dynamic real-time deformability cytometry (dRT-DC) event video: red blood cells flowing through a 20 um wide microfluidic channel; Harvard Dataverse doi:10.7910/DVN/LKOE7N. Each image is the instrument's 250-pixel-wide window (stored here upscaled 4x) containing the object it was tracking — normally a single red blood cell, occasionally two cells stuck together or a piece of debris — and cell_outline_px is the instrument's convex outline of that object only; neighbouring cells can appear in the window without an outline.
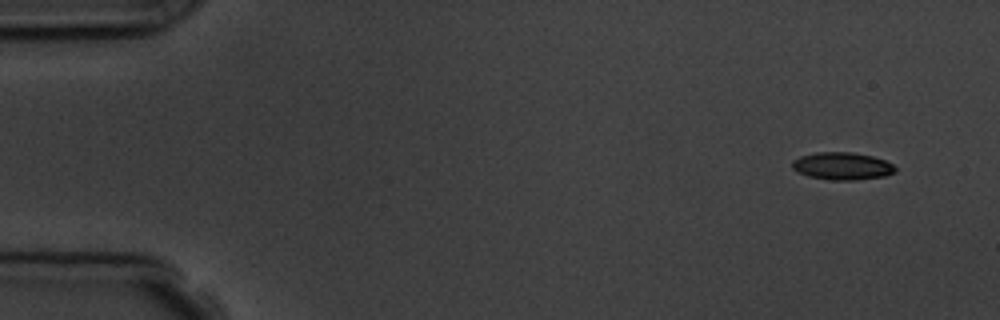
{"species": "common noctule bat (a hibernating species)", "species_latin": "Nyctalus noctula", "temperature_condition": "room temperature", "stored_images_in_passage": 9, "camera_frame_rate_fps": 3000, "um_per_image_px": 0.085, "animal": {"sex": "male", "body_mass_g": 19.5, "forearm_length_mm": 54.6}, "frame": {"image": 1, "passage_image": 1, "time_ms": 0.0, "image_size_px": [1000, 320], "cell_outline_px": [[896, 172], [884, 176], [856, 180], [828, 180], [808, 176], [796, 172], [792, 168], [792, 160], [800, 156], [816, 152], [852, 152], [872, 156], [884, 160], [892, 164], [896, 168]], "centroid_in_image_um": [71.56, 14.12], "position_along_channel_um": 13.4, "area_um2": 16.65}}